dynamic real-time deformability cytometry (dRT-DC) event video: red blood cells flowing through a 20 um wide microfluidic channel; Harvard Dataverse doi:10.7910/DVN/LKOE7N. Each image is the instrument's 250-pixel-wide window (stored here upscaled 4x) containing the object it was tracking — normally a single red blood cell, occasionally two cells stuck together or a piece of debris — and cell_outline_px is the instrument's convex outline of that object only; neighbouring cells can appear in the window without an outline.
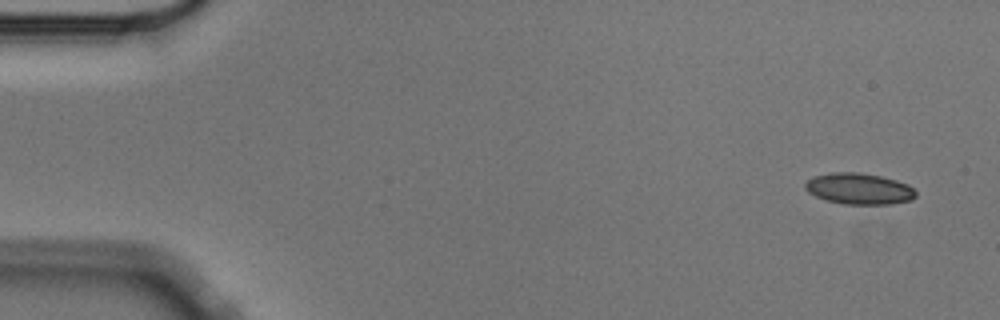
{"species": "Egyptian fruit bat (a non-hibernating species)", "species_latin": "Rousettus aegyptiacus", "temperature_condition": "cold", "stored_images_in_passage": 7, "camera_frame_rate_fps": 3000, "um_per_image_px": 0.085, "animal": {"sex": "male"}, "frame": {"image": 1, "passage_image": 1, "time_ms": 0.0, "image_size_px": [1000, 320], "cell_outline_px": [[916, 196], [908, 200], [892, 204], [844, 204], [828, 200], [816, 196], [808, 192], [804, 188], [804, 184], [808, 180], [816, 176], [832, 172], [856, 172], [880, 176], [896, 180], [908, 184], [916, 192]], "centroid_in_image_um": [73.01, 16.04], "position_along_channel_um": 12.0, "area_um2": 19.88}}
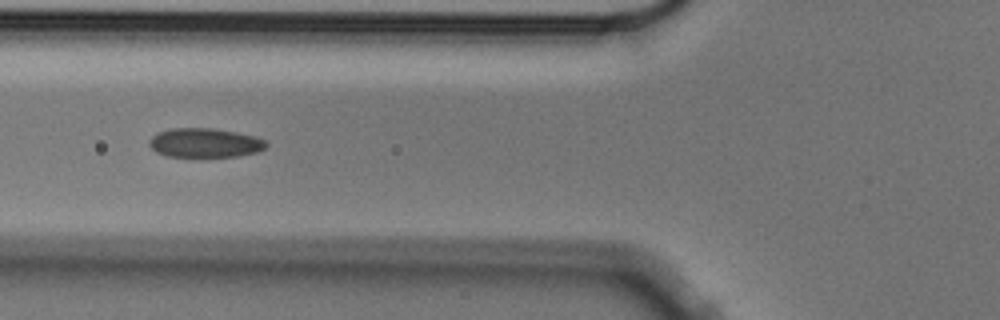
{"frame": {"image": 2, "passage_image": 6, "time_ms": 1.667, "image_size_px": [1000, 320], "cell_outline_px": [[268, 144], [264, 148], [256, 152], [236, 156], [164, 156], [156, 152], [148, 144], [148, 140], [156, 132], [172, 128], [212, 128], [236, 132], [256, 136], [264, 140]], "centroid_in_image_um": [17.37, 12.13], "position_along_channel_um": 108.4, "area_um2": 19.88}}
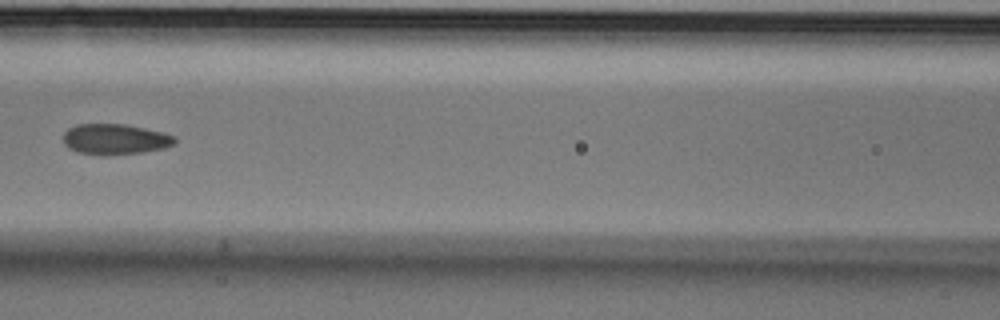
{"frame": {"image": 3, "passage_image": 7, "time_ms": 2.0, "image_size_px": [1000, 320], "cell_outline_px": [[176, 144], [164, 148], [140, 152], [76, 152], [68, 148], [64, 144], [64, 132], [68, 128], [76, 124], [124, 124], [144, 128], [176, 136]], "centroid_in_image_um": [9.79, 11.78], "position_along_channel_um": 156.8, "area_um2": 19.07}}